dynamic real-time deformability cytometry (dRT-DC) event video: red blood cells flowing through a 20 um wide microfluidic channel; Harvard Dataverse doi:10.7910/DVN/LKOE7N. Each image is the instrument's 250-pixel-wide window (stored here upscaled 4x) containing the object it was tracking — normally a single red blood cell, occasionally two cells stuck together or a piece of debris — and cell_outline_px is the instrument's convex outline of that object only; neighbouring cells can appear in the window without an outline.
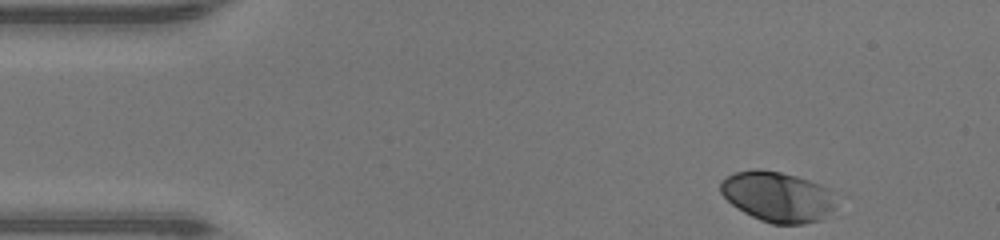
{"species": "human", "species_latin": "Homo sapiens", "temperature_condition": "warm", "stored_images_in_passage": 43, "camera_frame_rate_fps": 3000, "um_per_image_px": 0.085, "donor": {"sex": "male"}, "frame": {"image": 1, "passage_image": 1, "time_ms": 0.0, "image_size_px": [1000, 240], "cell_outline_px": [[832, 208], [820, 220], [804, 224], [772, 224], [760, 220], [736, 208], [720, 192], [720, 180], [736, 172], [756, 168], [760, 168], [780, 172], [796, 176], [820, 184], [828, 188], [832, 204]], "centroid_in_image_um": [66.01, 16.71], "position_along_channel_um": 19.0, "area_um2": 33.41}}
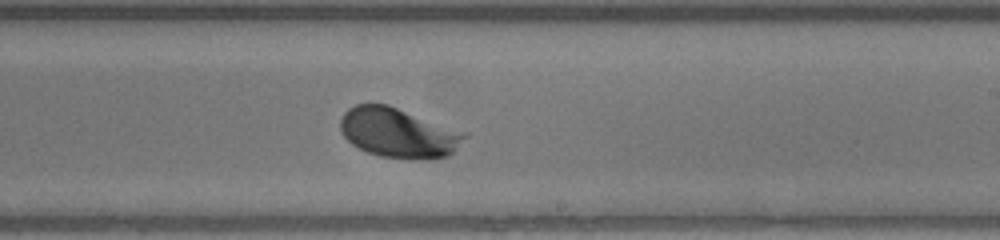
{"frame": {"image": 2, "passage_image": 24, "time_ms": 7.667, "image_size_px": [1000, 240], "cell_outline_px": [[468, 136], [448, 156], [432, 160], [416, 160], [380, 156], [368, 152], [352, 144], [344, 136], [340, 128], [340, 120], [344, 112], [348, 108], [356, 104], [388, 104], [468, 132]], "centroid_in_image_um": [33.9, 11.29], "position_along_channel_um": 255.1, "area_um2": 36.41}}
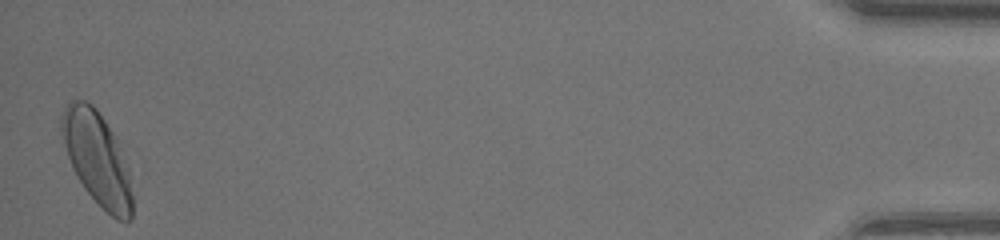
{"frame": {"image": 3, "passage_image": 43, "time_ms": 14.0, "image_size_px": [1000, 240], "cell_outline_px": [[132, 220], [116, 220], [84, 188], [76, 176], [72, 168], [64, 144], [60, 128], [60, 116], [64, 108], [72, 100], [84, 100], [92, 104], [96, 108], [112, 132], [116, 140], [128, 168], [132, 196]], "centroid_in_image_um": [8.23, 13.45], "position_along_channel_um": 427.0, "area_um2": 37.74}, "authors_computed_cell_mechanics": {"area_um2": 34.102, "velocity_mm_per_s": 4.3112, "shape_relaxation_time_tau1_ms": 1.2284, "shape_relaxation_time_tau2_ms": null, "deformation_change_tau1": 0.1059, "deformation_change_tau2": null}}